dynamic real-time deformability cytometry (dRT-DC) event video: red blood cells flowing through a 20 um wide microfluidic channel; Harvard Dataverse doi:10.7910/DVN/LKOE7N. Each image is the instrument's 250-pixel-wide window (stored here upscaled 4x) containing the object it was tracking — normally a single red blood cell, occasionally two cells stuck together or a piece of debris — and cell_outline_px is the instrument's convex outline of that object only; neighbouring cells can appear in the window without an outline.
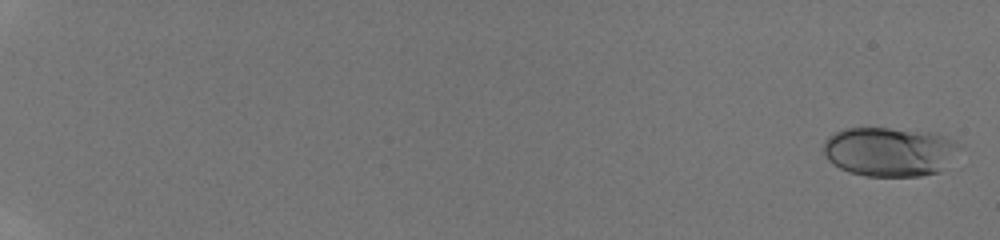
{"species": "human", "species_latin": "Homo sapiens", "temperature_condition": "room temperature", "stored_images_in_passage": 36, "camera_frame_rate_fps": 3000, "um_per_image_px": 0.085, "donor": {"sex": "male"}, "frame": {"image": 1, "passage_image": 1, "time_ms": 0.0, "image_size_px": [1000, 240], "cell_outline_px": [[952, 144], [940, 172], [920, 176], [868, 176], [848, 172], [832, 164], [828, 160], [824, 152], [824, 140], [828, 136], [844, 128], [888, 128], [936, 132], [952, 140]], "centroid_in_image_um": [75.43, 12.88], "position_along_channel_um": 9.6, "area_um2": 37.97}}
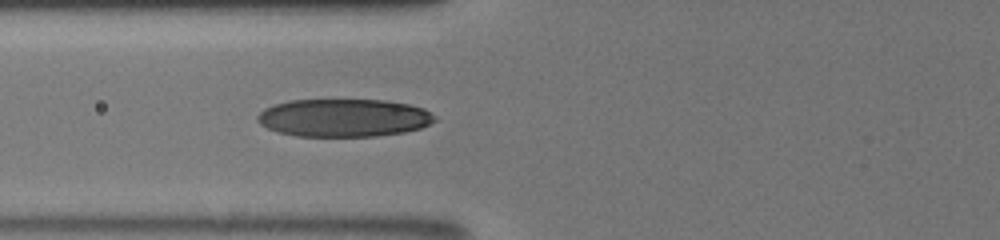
{"frame": {"image": 2, "passage_image": 25, "time_ms": 8.0, "image_size_px": [1000, 240], "cell_outline_px": [[436, 120], [420, 128], [404, 132], [376, 136], [296, 136], [280, 132], [268, 128], [260, 124], [256, 120], [256, 116], [264, 108], [272, 104], [288, 100], [384, 100], [408, 104], [424, 108], [436, 116]], "centroid_in_image_um": [29.2, 10.01], "position_along_channel_um": 96.6, "area_um2": 39.25}}
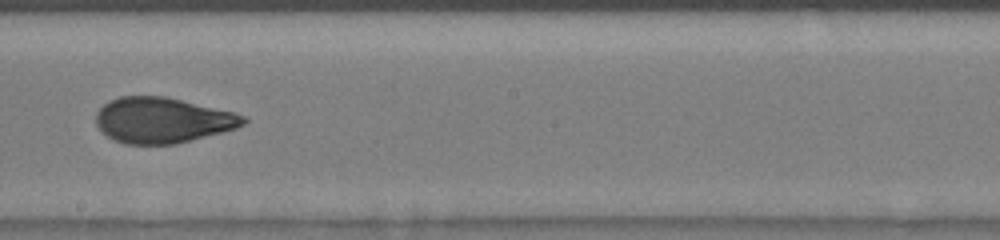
{"frame": {"image": 3, "passage_image": 34, "time_ms": 11.333, "image_size_px": [1000, 240], "cell_outline_px": [[248, 120], [244, 124], [236, 128], [176, 144], [124, 144], [108, 136], [96, 124], [96, 112], [108, 100], [120, 96], [164, 96], [232, 112], [244, 116]], "centroid_in_image_um": [13.78, 10.21], "position_along_channel_um": 234.4, "area_um2": 38.73}}